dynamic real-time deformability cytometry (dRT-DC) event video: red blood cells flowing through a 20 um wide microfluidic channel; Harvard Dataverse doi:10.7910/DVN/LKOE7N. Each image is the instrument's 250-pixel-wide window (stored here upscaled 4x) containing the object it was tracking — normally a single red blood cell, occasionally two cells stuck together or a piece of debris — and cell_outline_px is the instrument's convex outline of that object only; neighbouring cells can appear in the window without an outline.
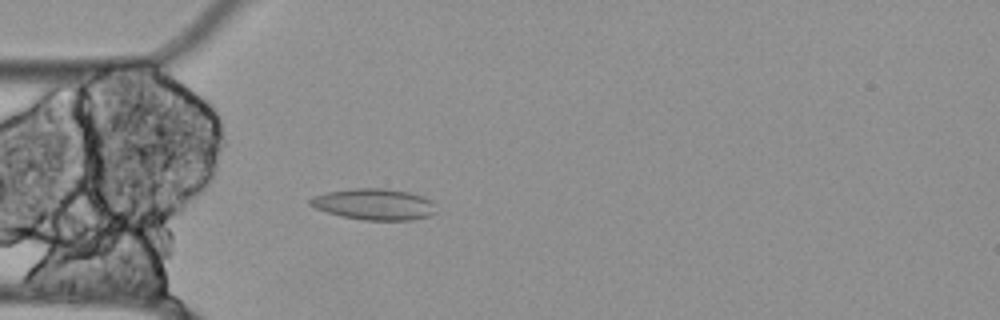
{"species": "Egyptian fruit bat (a non-hibernating species)", "species_latin": "Rousettus aegyptiacus", "temperature_condition": "cold", "stored_images_in_passage": 40, "camera_frame_rate_fps": 3000, "um_per_image_px": 0.085, "animal": {"sex": "female"}, "frame": {"image": 1, "passage_image": 6, "time_ms": 1.667, "image_size_px": [1000, 320], "cell_outline_px": [[436, 212], [428, 216], [412, 220], [364, 220], [340, 216], [316, 208], [308, 204], [308, 200], [312, 196], [328, 192], [356, 188], [384, 188], [408, 192], [424, 196], [432, 204]], "centroid_in_image_um": [31.77, 17.36], "position_along_channel_um": 53.2, "area_um2": 22.77}}
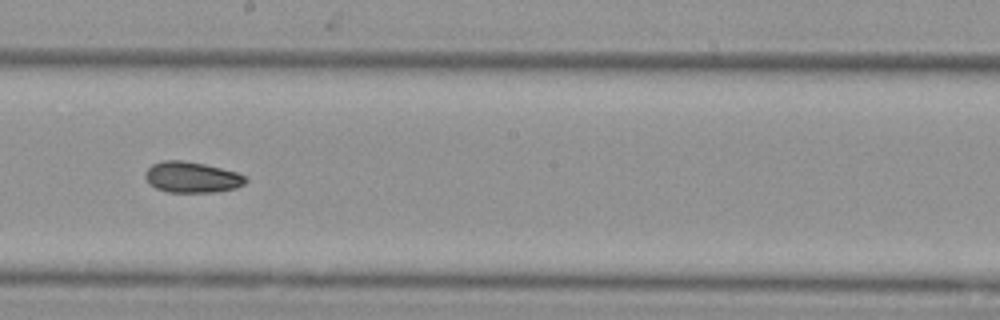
{"frame": {"image": 2, "passage_image": 21, "time_ms": 6.667, "image_size_px": [1000, 320], "cell_outline_px": [[248, 180], [244, 184], [236, 188], [216, 192], [168, 192], [156, 188], [148, 184], [144, 176], [144, 172], [152, 164], [160, 160], [184, 160], [204, 164], [236, 172], [244, 176]], "centroid_in_image_um": [16.26, 15.06], "position_along_channel_um": 231.9, "area_um2": 18.21}}
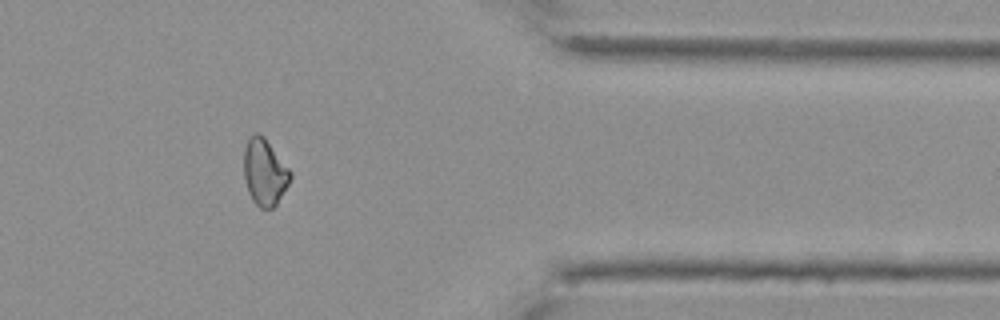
{"frame": {"image": 3, "passage_image": 36, "time_ms": 11.667, "image_size_px": [1000, 320], "cell_outline_px": [[292, 176], [288, 184], [276, 204], [272, 208], [260, 208], [252, 200], [248, 192], [244, 176], [244, 148], [248, 140], [256, 132], [260, 132], [264, 136], [292, 172]], "centroid_in_image_um": [22.49, 14.62], "position_along_channel_um": 388.9, "area_um2": 17.92}}